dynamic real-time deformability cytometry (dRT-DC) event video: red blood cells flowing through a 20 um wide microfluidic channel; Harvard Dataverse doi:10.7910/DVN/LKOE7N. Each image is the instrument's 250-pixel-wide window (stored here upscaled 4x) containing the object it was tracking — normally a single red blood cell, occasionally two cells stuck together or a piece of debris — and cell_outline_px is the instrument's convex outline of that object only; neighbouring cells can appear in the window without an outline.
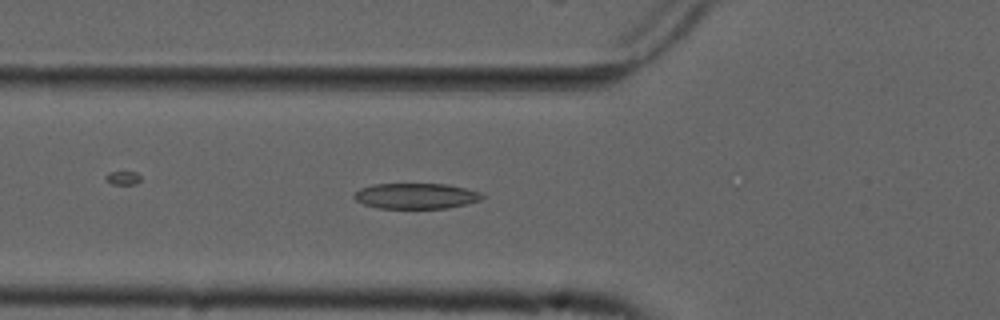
{"species": "common noctule bat (a hibernating species)", "species_latin": "Nyctalus noctula", "temperature_condition": "cold", "stored_images_in_passage": 54, "camera_frame_rate_fps": 3000, "um_per_image_px": 0.085, "animal": {"sex": "male", "forearm_length_mm": 52.5}, "frame": {"image": 1, "passage_image": 19, "time_ms": 6.0, "image_size_px": [1000, 320], "cell_outline_px": [[484, 196], [480, 200], [468, 204], [448, 208], [380, 208], [364, 204], [356, 200], [352, 196], [360, 188], [372, 184], [448, 184], [480, 192]], "centroid_in_image_um": [35.36, 16.65], "position_along_channel_um": 90.4, "area_um2": 19.07}}
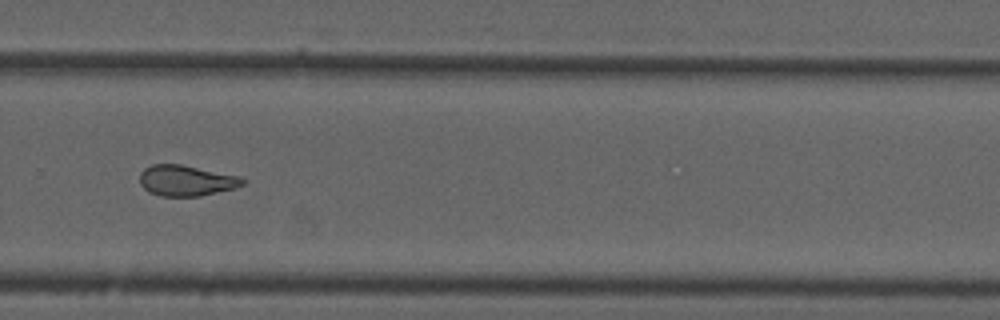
{"frame": {"image": 2, "passage_image": 37, "time_ms": 12.0, "image_size_px": [1000, 320], "cell_outline_px": [[248, 180], [244, 184], [236, 188], [200, 196], [160, 196], [148, 192], [140, 184], [140, 172], [144, 168], [152, 164], [180, 164], [240, 176]], "centroid_in_image_um": [15.84, 15.35], "position_along_channel_um": 314.0, "area_um2": 18.61}}
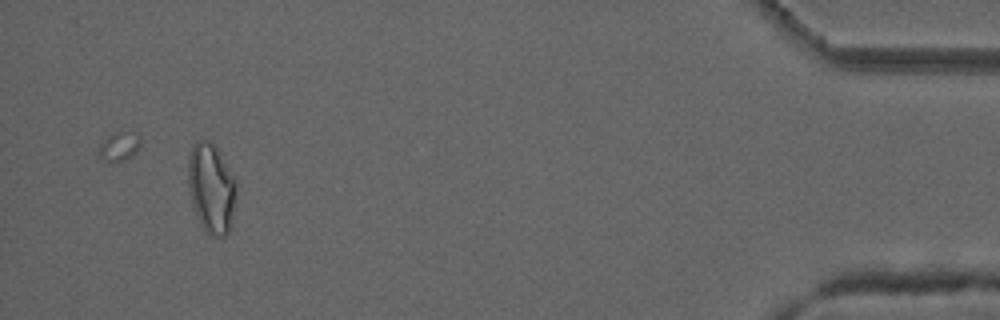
{"frame": {"image": 3, "passage_image": 51, "time_ms": 16.667, "image_size_px": [1000, 320], "cell_outline_px": [[236, 196], [232, 216], [228, 232], [224, 236], [216, 236], [204, 232], [200, 224], [192, 204], [188, 184], [188, 156], [192, 144], [196, 140], [212, 140], [236, 180]], "centroid_in_image_um": [17.94, 15.96], "position_along_channel_um": 417.3, "area_um2": 25.32}, "authors_computed_cell_mechanics": {"area_um2": 19.6809, "velocity_mm_per_s": 3.7239, "shape_relaxation_time_tau1_ms": null, "shape_relaxation_time_tau2_ms": 3.1119, "deformation_change_tau1": null, "deformation_change_tau2": 0.1087}}